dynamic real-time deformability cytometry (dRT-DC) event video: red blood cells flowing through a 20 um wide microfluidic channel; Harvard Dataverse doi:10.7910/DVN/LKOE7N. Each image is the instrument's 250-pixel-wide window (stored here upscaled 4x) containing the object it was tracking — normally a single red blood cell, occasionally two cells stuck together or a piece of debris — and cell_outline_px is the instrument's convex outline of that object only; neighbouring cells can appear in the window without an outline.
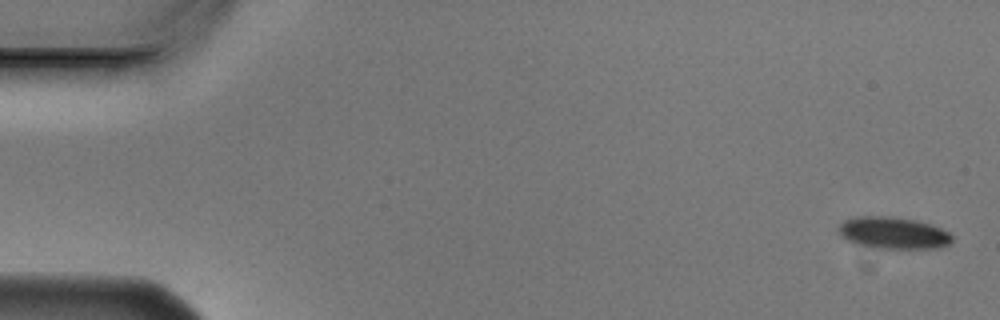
{"species": "Egyptian fruit bat (a non-hibernating species)", "species_latin": "Rousettus aegyptiacus", "temperature_condition": "cold", "stored_images_in_passage": 5, "camera_frame_rate_fps": 3000, "um_per_image_px": 0.085, "animal": {"sex": "male"}, "frame": {"image": 1, "passage_image": 1, "time_ms": 0.0, "image_size_px": [1000, 320], "cell_outline_px": [[952, 240], [948, 244], [936, 248], [876, 248], [856, 244], [840, 236], [836, 228], [844, 220], [856, 216], [892, 216], [916, 220], [932, 224], [948, 232], [952, 236]], "centroid_in_image_um": [75.88, 19.78], "position_along_channel_um": 9.1, "area_um2": 21.21}}
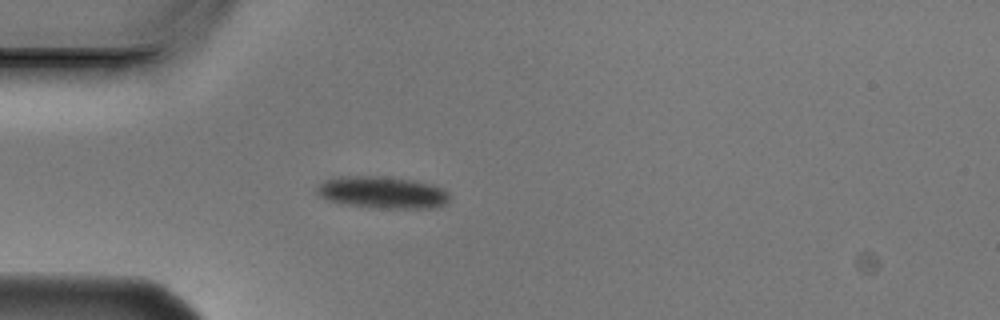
{"frame": {"image": 2, "passage_image": 5, "time_ms": 1.333, "image_size_px": [1000, 320], "cell_outline_px": [[448, 200], [444, 204], [432, 208], [384, 208], [344, 204], [320, 196], [316, 192], [316, 188], [324, 180], [332, 176], [380, 176], [416, 180], [432, 184], [448, 192]], "centroid_in_image_um": [32.48, 16.33], "position_along_channel_um": 52.5, "area_um2": 24.62}}